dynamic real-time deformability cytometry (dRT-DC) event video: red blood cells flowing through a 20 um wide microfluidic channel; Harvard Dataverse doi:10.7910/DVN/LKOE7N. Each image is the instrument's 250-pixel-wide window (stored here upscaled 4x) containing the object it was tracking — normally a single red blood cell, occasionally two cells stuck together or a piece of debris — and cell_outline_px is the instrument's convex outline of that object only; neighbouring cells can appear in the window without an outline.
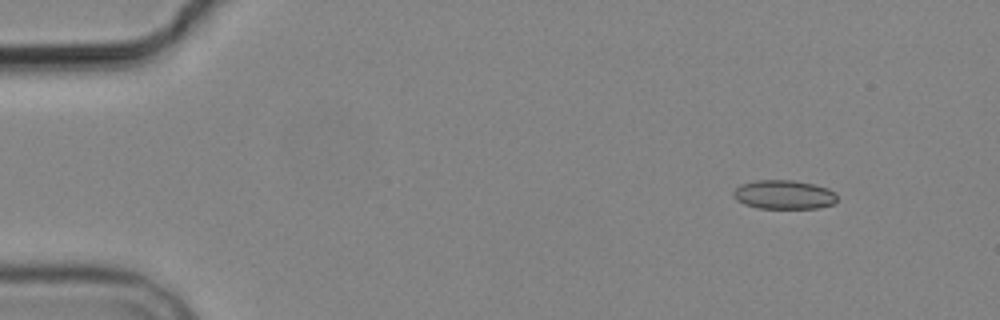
{"species": "common noctule bat (a hibernating species)", "species_latin": "Nyctalus noctula", "temperature_condition": "cold", "stored_images_in_passage": 5, "camera_frame_rate_fps": 3000, "um_per_image_px": 0.085, "animal": {"sex": "male", "body_mass_g": 19.2, "forearm_length_mm": 51.8}, "frame": {"image": 1, "passage_image": 1, "time_ms": 0.0, "image_size_px": [1000, 320], "cell_outline_px": [[836, 200], [832, 204], [816, 208], [756, 208], [744, 204], [736, 200], [732, 196], [732, 192], [740, 184], [756, 180], [792, 180], [812, 184], [828, 188], [836, 192]], "centroid_in_image_um": [66.59, 16.54], "position_along_channel_um": 18.4, "area_um2": 17.57}}
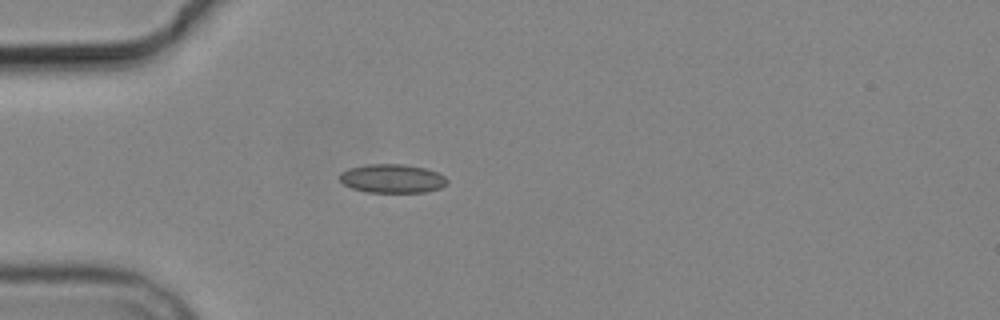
{"frame": {"image": 2, "passage_image": 4, "time_ms": 3.333, "image_size_px": [1000, 320], "cell_outline_px": [[448, 180], [440, 188], [424, 192], [368, 192], [352, 188], [344, 184], [340, 180], [340, 172], [348, 168], [368, 164], [404, 164], [424, 168], [436, 172], [444, 176]], "centroid_in_image_um": [33.31, 15.17], "position_along_channel_um": 51.7, "area_um2": 17.86}}